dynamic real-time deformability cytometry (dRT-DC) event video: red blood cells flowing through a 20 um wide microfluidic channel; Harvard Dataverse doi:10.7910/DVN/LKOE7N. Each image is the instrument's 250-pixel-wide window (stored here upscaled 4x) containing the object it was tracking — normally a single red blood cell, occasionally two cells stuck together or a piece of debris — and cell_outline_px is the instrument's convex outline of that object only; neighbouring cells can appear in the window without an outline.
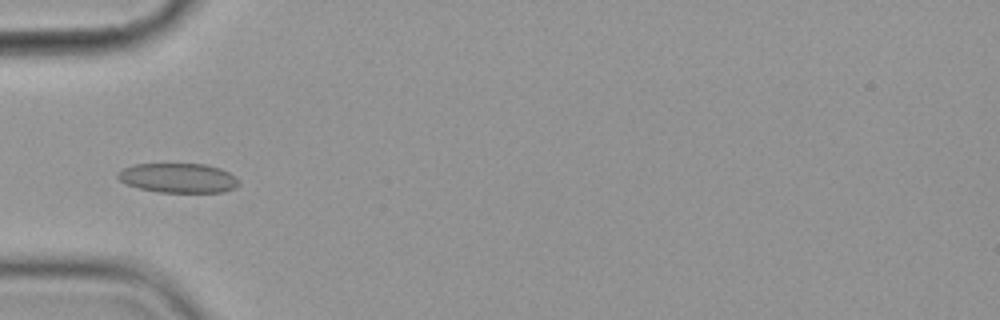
{"species": "common noctule bat (a hibernating species)", "species_latin": "Nyctalus noctula", "temperature_condition": "cold", "stored_images_in_passage": 5, "camera_frame_rate_fps": 3000, "um_per_image_px": 0.085, "animal": {"sex": "female", "body_mass_g": 19.9}, "frame": {"image": 1, "passage_image": 5, "time_ms": 4.667, "image_size_px": [1000, 320], "cell_outline_px": [[240, 184], [236, 188], [224, 192], [160, 192], [140, 188], [128, 184], [120, 180], [116, 176], [116, 172], [124, 168], [136, 164], [204, 164], [220, 168], [228, 172]], "centroid_in_image_um": [15.14, 15.13], "position_along_channel_um": 69.9, "area_um2": 20.63}}